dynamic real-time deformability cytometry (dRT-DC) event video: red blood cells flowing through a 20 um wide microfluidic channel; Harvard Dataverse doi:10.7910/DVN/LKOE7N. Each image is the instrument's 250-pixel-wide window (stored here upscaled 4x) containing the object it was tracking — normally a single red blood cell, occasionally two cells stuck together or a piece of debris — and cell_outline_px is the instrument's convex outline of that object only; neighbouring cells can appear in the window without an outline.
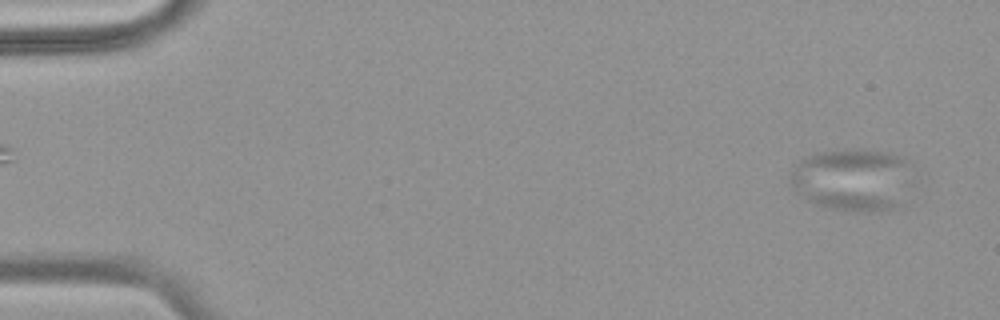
{"species": "common noctule bat (a hibernating species)", "species_latin": "Nyctalus noctula", "temperature_condition": "warm", "stored_images_in_passage": 56, "camera_frame_rate_fps": 3000, "um_per_image_px": 0.085, "animal": {"sex": "female", "body_mass_g": 18.4}, "frame": {"image": 1, "passage_image": 3, "time_ms": 0.667, "image_size_px": [1000, 320], "cell_outline_px": [[908, 160], [896, 204], [892, 208], [872, 212], [844, 212], [824, 208], [812, 204], [792, 184], [792, 172], [796, 164], [800, 160], [816, 152], [844, 148], [864, 148], [888, 152], [904, 156]], "centroid_in_image_um": [72.33, 15.24], "position_along_channel_um": 12.7, "area_um2": 43.52}}
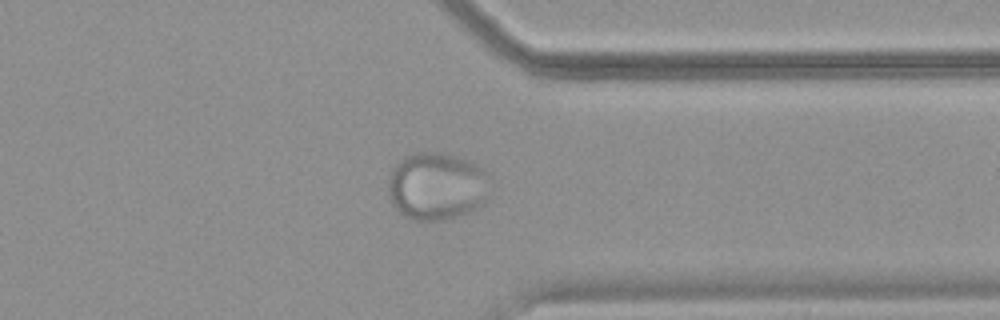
{"frame": {"image": 2, "passage_image": 44, "time_ms": 14.333, "image_size_px": [1000, 320], "cell_outline_px": [[488, 176], [484, 204], [468, 212], [456, 216], [440, 220], [416, 220], [404, 216], [392, 204], [388, 196], [388, 176], [392, 168], [404, 156], [416, 152], [448, 152], [468, 160], [476, 164], [488, 172]], "centroid_in_image_um": [37.08, 15.8], "position_along_channel_um": 374.3, "area_um2": 40.34}}
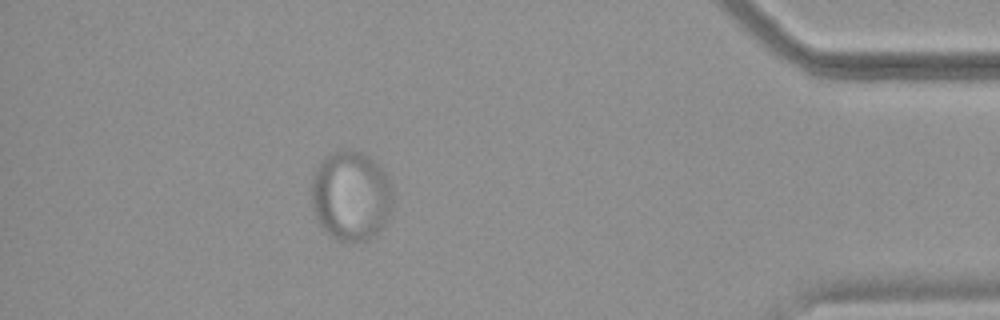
{"frame": {"image": 3, "passage_image": 50, "time_ms": 16.333, "image_size_px": [1000, 320], "cell_outline_px": [[392, 208], [388, 220], [364, 244], [356, 244], [340, 240], [332, 236], [316, 220], [312, 208], [312, 176], [316, 168], [324, 156], [340, 148], [352, 148], [376, 160], [384, 172], [388, 180], [392, 192]], "centroid_in_image_um": [29.82, 16.63], "position_along_channel_um": 405.4, "area_um2": 43.29}}